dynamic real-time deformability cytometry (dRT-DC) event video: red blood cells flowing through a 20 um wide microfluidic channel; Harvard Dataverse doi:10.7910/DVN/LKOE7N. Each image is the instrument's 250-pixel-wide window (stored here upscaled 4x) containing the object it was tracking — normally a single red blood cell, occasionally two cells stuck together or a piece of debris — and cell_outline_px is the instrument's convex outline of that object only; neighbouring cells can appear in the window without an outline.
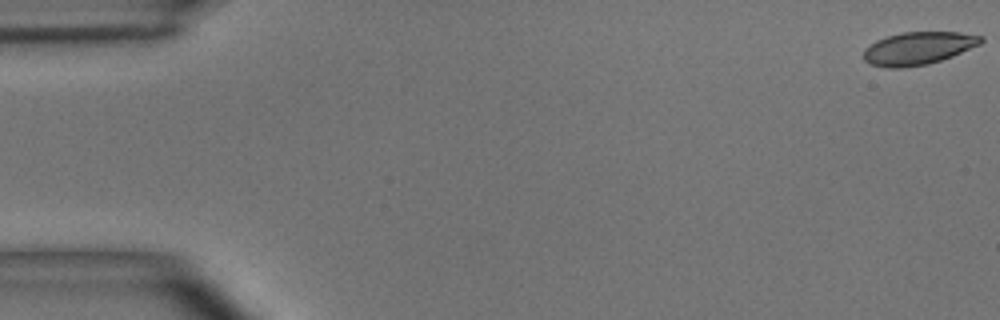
{"species": "common noctule bat (a hibernating species)", "species_latin": "Nyctalus noctula", "temperature_condition": "room temperature", "stored_images_in_passage": 46, "camera_frame_rate_fps": 3000, "um_per_image_px": 0.085, "animal": {"sex": "male", "body_mass_g": 15.6}, "frame": {"image": 1, "passage_image": 1, "time_ms": 0.0, "image_size_px": [1000, 320], "cell_outline_px": [[984, 40], [980, 44], [952, 56], [928, 64], [904, 68], [888, 68], [868, 64], [864, 60], [864, 48], [876, 40], [888, 36], [904, 32], [960, 32], [984, 36]], "centroid_in_image_um": [78.04, 4.11], "position_along_channel_um": 7.0, "area_um2": 22.48}}
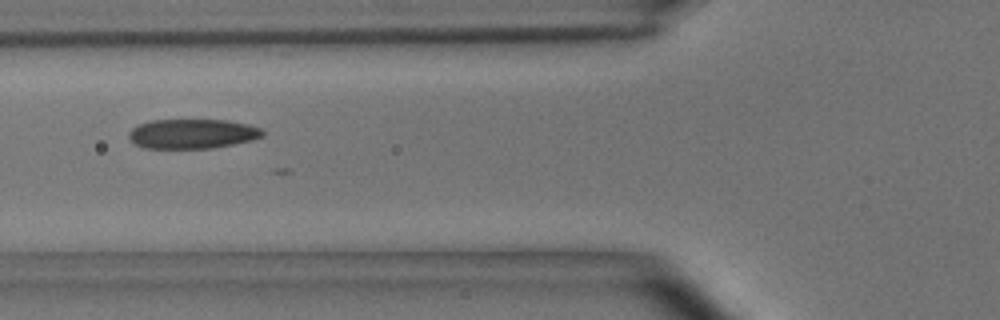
{"frame": {"image": 2, "passage_image": 21, "time_ms": 6.667, "image_size_px": [1000, 320], "cell_outline_px": [[264, 136], [252, 140], [212, 148], [144, 148], [132, 144], [128, 140], [128, 132], [132, 128], [140, 124], [152, 120], [228, 120], [248, 124], [260, 128], [264, 132]], "centroid_in_image_um": [16.31, 11.37], "position_along_channel_um": 109.5, "area_um2": 23.24}}
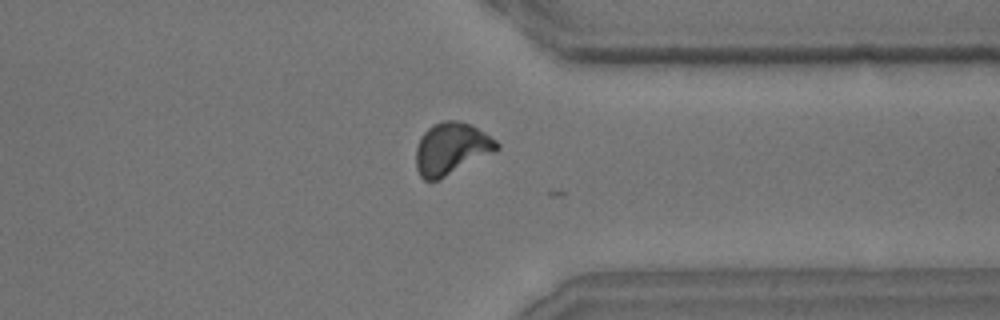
{"frame": {"image": 3, "passage_image": 43, "time_ms": 14.0, "image_size_px": [1000, 320], "cell_outline_px": [[500, 148], [436, 180], [424, 180], [420, 176], [416, 168], [416, 148], [420, 136], [432, 124], [444, 120], [460, 120], [472, 124], [496, 140], [500, 144]], "centroid_in_image_um": [38.33, 12.58], "position_along_channel_um": 373.1, "area_um2": 24.16}}